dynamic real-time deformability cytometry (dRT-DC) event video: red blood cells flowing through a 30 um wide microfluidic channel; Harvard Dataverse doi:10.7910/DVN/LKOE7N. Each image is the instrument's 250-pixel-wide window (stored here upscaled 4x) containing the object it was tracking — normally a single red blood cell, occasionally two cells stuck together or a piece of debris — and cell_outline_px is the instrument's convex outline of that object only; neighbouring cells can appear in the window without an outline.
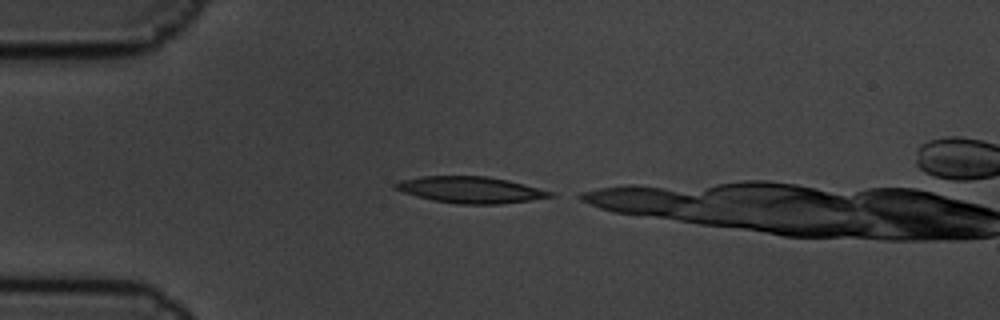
{"species": "common noctule bat (a hibernating species)", "species_latin": "Nyctalus noctula", "temperature_condition": "cold", "stored_images_in_passage": 3, "camera_frame_rate_fps": 3000, "um_per_image_px": 0.085, "animal": {"sex": "male", "body_mass_g": 19.5, "forearm_length_mm": 54.6}, "frame": {"image": 1, "passage_image": 1, "time_ms": 0.0, "image_size_px": [1000, 320], "cell_outline_px": [[556, 196], [500, 204], [456, 204], [432, 200], [416, 196], [392, 188], [392, 184], [400, 180], [420, 176], [488, 176], [508, 180], [556, 192]], "centroid_in_image_um": [39.99, 16.13], "position_along_channel_um": 45.0, "area_um2": 24.04}}